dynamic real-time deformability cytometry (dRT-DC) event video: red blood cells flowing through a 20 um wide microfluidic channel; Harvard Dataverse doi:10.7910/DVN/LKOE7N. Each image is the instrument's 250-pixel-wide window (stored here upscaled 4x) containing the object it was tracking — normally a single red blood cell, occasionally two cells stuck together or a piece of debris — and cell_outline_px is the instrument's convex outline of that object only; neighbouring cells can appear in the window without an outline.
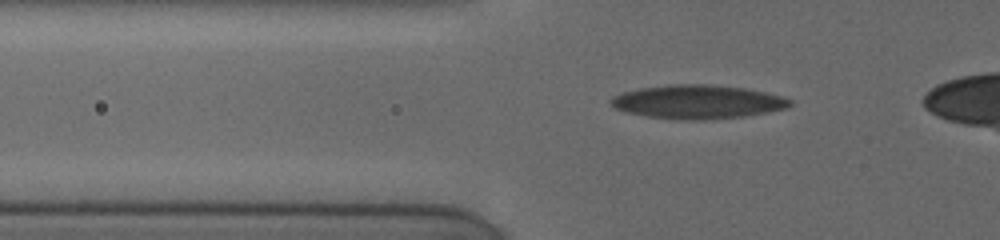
{"species": "human", "species_latin": "Homo sapiens", "temperature_condition": "cold", "stored_images_in_passage": 35, "camera_frame_rate_fps": 3000, "um_per_image_px": 0.085, "donor": {"sex": "female"}, "frame": {"image": 1, "passage_image": 9, "time_ms": 2.333, "image_size_px": [1000, 240], "cell_outline_px": [[792, 104], [788, 108], [768, 112], [744, 116], [696, 120], [648, 116], [624, 112], [616, 108], [608, 100], [612, 96], [624, 92], [640, 88], [668, 84], [712, 84], [744, 88], [764, 92], [780, 96], [792, 100]], "centroid_in_image_um": [59.3, 8.64], "position_along_channel_um": 66.5, "area_um2": 34.97}}
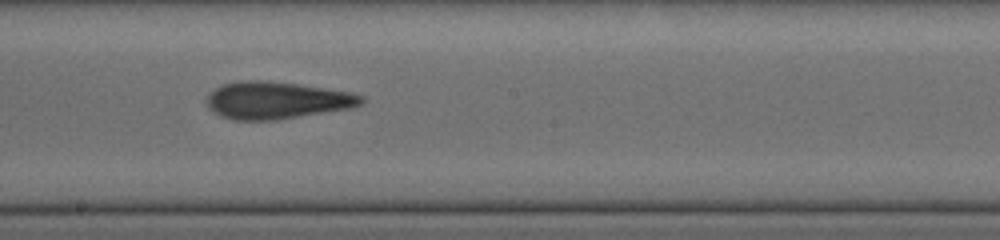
{"frame": {"image": 2, "passage_image": 24, "time_ms": 6.667, "image_size_px": [1000, 240], "cell_outline_px": [[364, 100], [360, 104], [352, 108], [276, 120], [236, 120], [220, 116], [208, 108], [204, 100], [208, 92], [224, 84], [236, 80], [268, 80], [352, 92], [364, 96]], "centroid_in_image_um": [23.47, 8.52], "position_along_channel_um": 224.7, "area_um2": 33.81}}
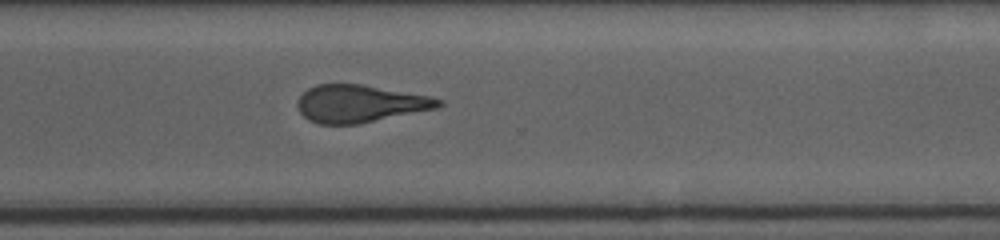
{"frame": {"image": 3, "passage_image": 34, "time_ms": 9.667, "image_size_px": [1000, 240], "cell_outline_px": [[444, 104], [436, 108], [356, 124], [320, 124], [308, 120], [300, 112], [296, 104], [300, 96], [308, 88], [316, 84], [360, 84], [428, 96], [444, 100]], "centroid_in_image_um": [30.55, 8.81], "position_along_channel_um": 340.0, "area_um2": 30.4}}